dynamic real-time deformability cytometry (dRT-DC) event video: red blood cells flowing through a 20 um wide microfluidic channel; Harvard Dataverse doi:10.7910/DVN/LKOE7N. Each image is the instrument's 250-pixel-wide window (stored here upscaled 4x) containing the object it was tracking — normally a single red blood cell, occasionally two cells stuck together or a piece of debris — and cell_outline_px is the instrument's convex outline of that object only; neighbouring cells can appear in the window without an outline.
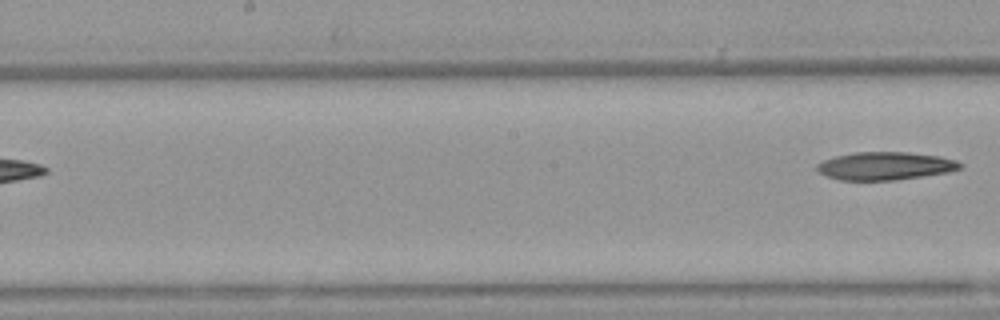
{"species": "Egyptian fruit bat (a non-hibernating species)", "species_latin": "Rousettus aegyptiacus", "temperature_condition": "warm", "stored_images_in_passage": 7, "segment_of_instrument_passage": [2, 2], "camera_frame_rate_fps": 3000, "um_per_image_px": 0.085, "animal": {"sex": "female"}, "frame": {"image": 1, "passage_image": 7, "time_ms": 2.0, "image_size_px": [1000, 320], "cell_outline_px": [[964, 168], [948, 172], [896, 180], [840, 180], [828, 176], [820, 172], [816, 168], [816, 164], [824, 160], [836, 156], [852, 152], [908, 152], [940, 156], [956, 160], [964, 164]], "centroid_in_image_um": [75.29, 14.1], "position_along_channel_um": 172.9, "area_um2": 23.41}}